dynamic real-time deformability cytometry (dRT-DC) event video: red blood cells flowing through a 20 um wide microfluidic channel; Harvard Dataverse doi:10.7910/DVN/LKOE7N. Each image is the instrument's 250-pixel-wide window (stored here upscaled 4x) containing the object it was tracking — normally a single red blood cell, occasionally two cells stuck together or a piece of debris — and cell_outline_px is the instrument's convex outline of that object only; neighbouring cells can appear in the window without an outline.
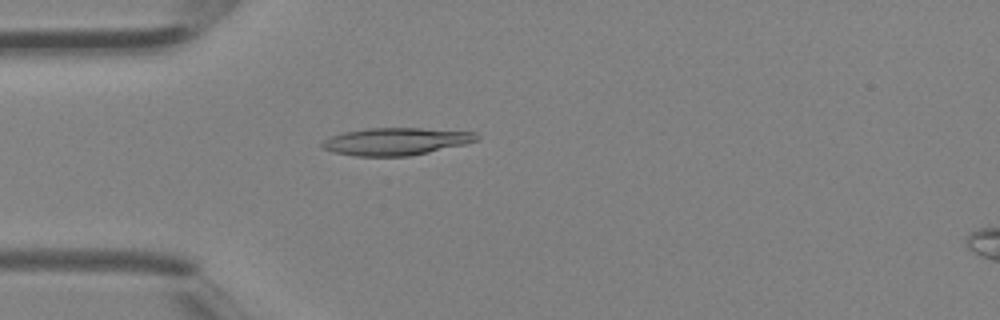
{"species": "Egyptian fruit bat (a non-hibernating species)", "species_latin": "Rousettus aegyptiacus", "temperature_condition": "room temperature", "stored_images_in_passage": 1, "camera_frame_rate_fps": 3000, "um_per_image_px": 0.085, "animal": {"sex": "female"}, "frame": {"image": 1, "passage_image": 1, "time_ms": 0.0, "image_size_px": [1000, 320], "cell_outline_px": [[480, 136], [476, 140], [464, 144], [428, 152], [408, 156], [356, 156], [332, 152], [324, 148], [320, 144], [324, 140], [332, 136], [344, 132], [368, 128], [420, 128], [476, 132]], "centroid_in_image_um": [33.64, 12.02], "position_along_channel_um": 51.4, "area_um2": 24.45}}